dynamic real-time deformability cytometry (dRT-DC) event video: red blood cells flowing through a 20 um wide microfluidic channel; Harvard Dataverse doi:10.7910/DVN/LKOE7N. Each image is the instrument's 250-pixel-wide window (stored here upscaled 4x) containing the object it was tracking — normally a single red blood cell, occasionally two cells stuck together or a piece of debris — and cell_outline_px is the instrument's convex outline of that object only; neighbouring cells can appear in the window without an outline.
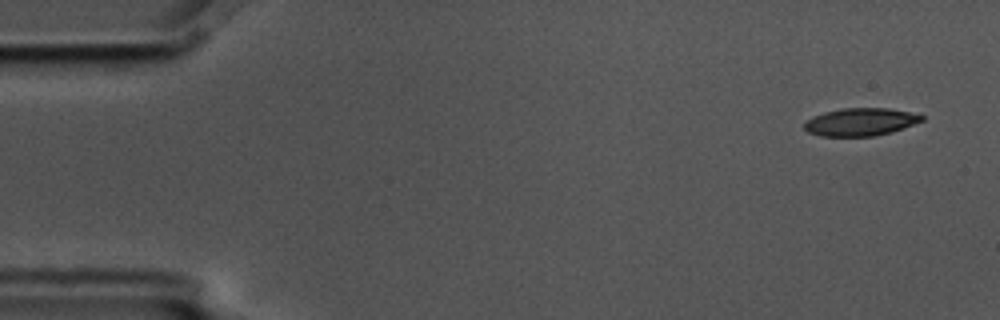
{"species": "common noctule bat (a hibernating species)", "species_latin": "Nyctalus noctula", "temperature_condition": "cold", "stored_images_in_passage": 6, "camera_frame_rate_fps": 3000, "um_per_image_px": 0.085, "animal": {"sex": "male", "body_mass_g": 17.5, "forearm_length_mm": 52.3}, "frame": {"image": 1, "passage_image": 1, "time_ms": 0.0, "image_size_px": [1000, 320], "cell_outline_px": [[924, 120], [892, 132], [876, 136], [820, 136], [808, 132], [804, 128], [804, 124], [812, 116], [824, 112], [844, 108], [888, 108], [908, 112], [924, 116]], "centroid_in_image_um": [73.13, 10.37], "position_along_channel_um": 11.9, "area_um2": 18.9}}
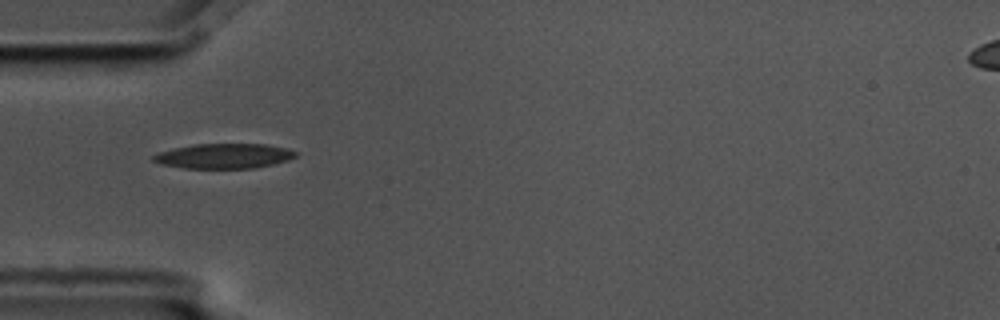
{"frame": {"image": 2, "passage_image": 5, "time_ms": 1.333, "image_size_px": [1000, 320], "cell_outline_px": [[296, 156], [288, 160], [272, 164], [252, 168], [184, 168], [160, 164], [152, 160], [152, 156], [160, 152], [172, 148], [196, 144], [268, 144], [288, 148], [296, 152]], "centroid_in_image_um": [19.03, 13.25], "position_along_channel_um": 66.0, "area_um2": 20.63}}